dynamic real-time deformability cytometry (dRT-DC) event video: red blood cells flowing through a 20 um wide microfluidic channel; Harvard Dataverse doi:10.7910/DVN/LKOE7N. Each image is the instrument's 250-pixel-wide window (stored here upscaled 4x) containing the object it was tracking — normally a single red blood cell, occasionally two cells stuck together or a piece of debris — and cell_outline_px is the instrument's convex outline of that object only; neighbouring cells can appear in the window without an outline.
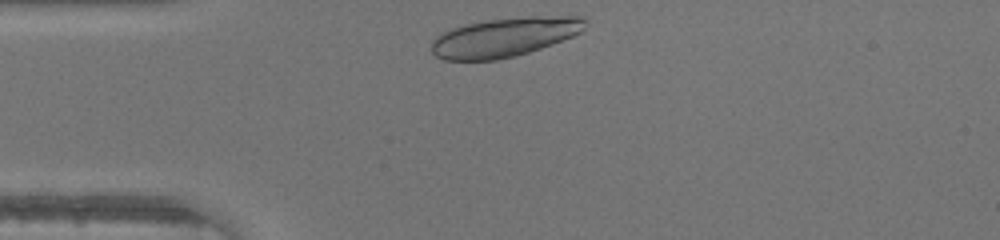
{"species": "human", "species_latin": "Homo sapiens", "temperature_condition": "warm", "stored_images_in_passage": 26, "camera_frame_rate_fps": 3000, "um_per_image_px": 0.085, "donor": {"sex": "male"}, "frame": {"image": 1, "passage_image": 1, "time_ms": 0.0, "image_size_px": [1000, 240], "cell_outline_px": [[588, 20], [584, 28], [580, 32], [572, 36], [552, 44], [516, 56], [496, 60], [444, 60], [436, 56], [432, 52], [432, 40], [440, 32], [452, 28], [468, 24], [488, 20], [528, 16], [584, 16]], "centroid_in_image_um": [42.89, 3.15], "position_along_channel_um": 42.1, "area_um2": 35.08}}
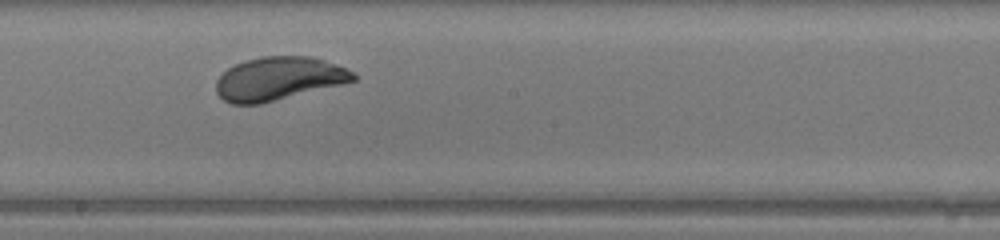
{"frame": {"image": 2, "passage_image": 15, "time_ms": 4.667, "image_size_px": [1000, 240], "cell_outline_px": [[356, 80], [260, 104], [232, 104], [224, 100], [216, 92], [216, 80], [228, 68], [244, 60], [260, 56], [308, 56], [324, 60], [336, 64], [352, 72], [356, 76]], "centroid_in_image_um": [23.64, 6.68], "position_along_channel_um": 224.6, "area_um2": 34.28}}
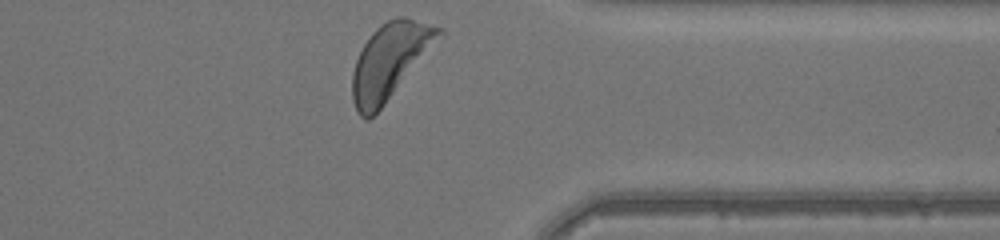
{"frame": {"image": 3, "passage_image": 26, "time_ms": 8.333, "image_size_px": [1000, 240], "cell_outline_px": [[444, 36], [384, 104], [368, 120], [360, 116], [356, 112], [352, 100], [352, 72], [356, 60], [364, 44], [372, 32], [376, 28], [388, 20], [396, 16], [408, 16], [444, 28]], "centroid_in_image_um": [33.17, 5.15], "position_along_channel_um": 378.2, "area_um2": 38.26}}